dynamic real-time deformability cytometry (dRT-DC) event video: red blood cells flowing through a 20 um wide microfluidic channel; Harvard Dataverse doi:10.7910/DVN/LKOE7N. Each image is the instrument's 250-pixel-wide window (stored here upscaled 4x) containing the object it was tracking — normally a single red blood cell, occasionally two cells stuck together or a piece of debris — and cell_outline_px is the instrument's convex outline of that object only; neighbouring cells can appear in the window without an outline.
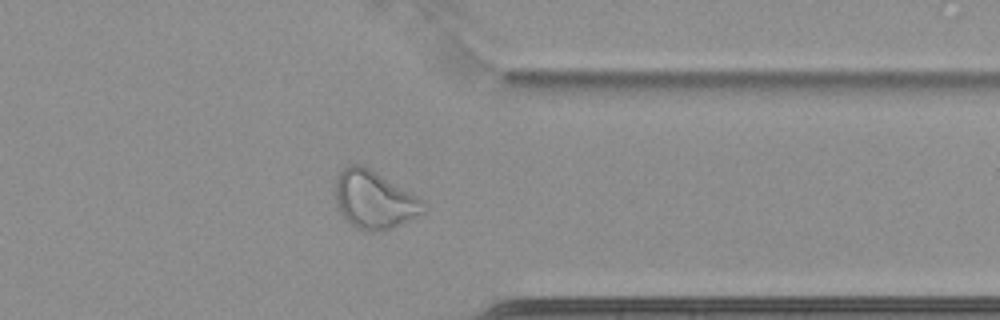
{"species": "common noctule bat (a hibernating species)", "species_latin": "Nyctalus noctula", "temperature_condition": "cold", "stored_images_in_passage": 65, "camera_frame_rate_fps": 3000, "um_per_image_px": 0.085, "animal": {"sex": "female", "body_mass_g": 22.7, "forearm_length_mm": 54.2}, "frame": {"image": 1, "passage_image": 53, "time_ms": 17.333, "image_size_px": [1000, 320], "cell_outline_px": [[424, 212], [392, 228], [380, 232], [368, 232], [356, 228], [340, 216], [336, 208], [336, 176], [348, 164], [360, 164], [368, 168], [424, 200]], "centroid_in_image_um": [31.76, 17.01], "position_along_channel_um": 379.6, "area_um2": 29.65}}
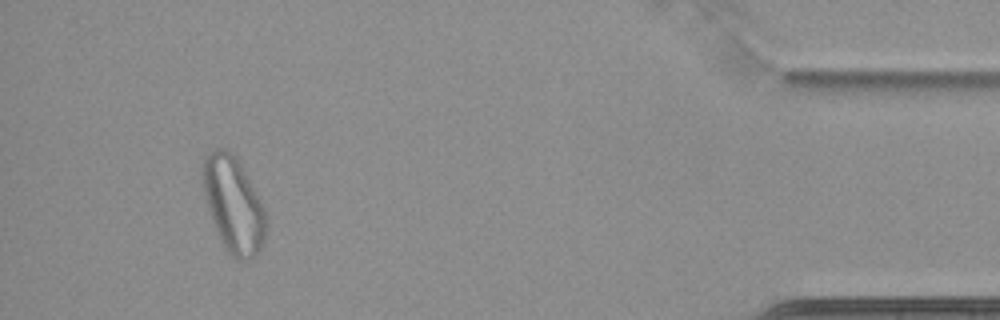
{"frame": {"image": 2, "passage_image": 61, "time_ms": 20.0, "image_size_px": [1000, 320], "cell_outline_px": [[268, 224], [264, 240], [260, 248], [248, 260], [236, 260], [224, 248], [220, 240], [208, 212], [200, 176], [200, 168], [204, 156], [208, 152], [216, 148], [224, 148], [240, 164], [260, 200], [268, 216]], "centroid_in_image_um": [19.8, 17.4], "position_along_channel_um": 415.4, "area_um2": 35.49}}